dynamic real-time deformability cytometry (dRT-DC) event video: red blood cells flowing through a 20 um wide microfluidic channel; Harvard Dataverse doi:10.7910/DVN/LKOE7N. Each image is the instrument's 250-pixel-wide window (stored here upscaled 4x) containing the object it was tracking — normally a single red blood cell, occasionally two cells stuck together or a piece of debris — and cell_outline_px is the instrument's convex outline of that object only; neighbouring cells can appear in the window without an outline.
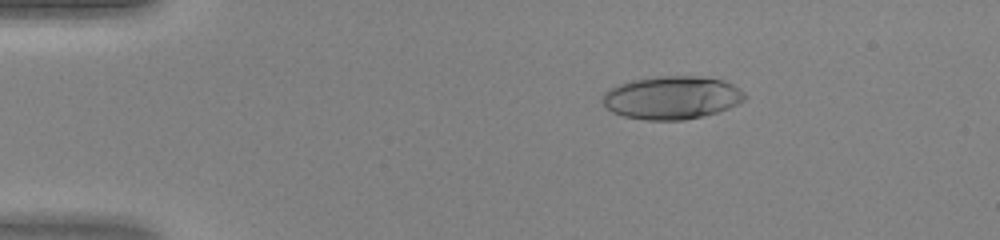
{"species": "human", "species_latin": "Homo sapiens", "temperature_condition": "warm", "stored_images_in_passage": 46, "camera_frame_rate_fps": 3000, "um_per_image_px": 0.085, "donor": {"sex": "female"}, "frame": {"image": 1, "passage_image": 8, "time_ms": 2.333, "image_size_px": [1000, 240], "cell_outline_px": [[748, 96], [744, 100], [728, 108], [716, 112], [684, 120], [648, 120], [624, 116], [612, 112], [600, 100], [604, 92], [608, 88], [632, 80], [656, 76], [700, 76], [724, 80], [740, 88]], "centroid_in_image_um": [57.1, 8.29], "position_along_channel_um": 27.9, "area_um2": 35.78}}
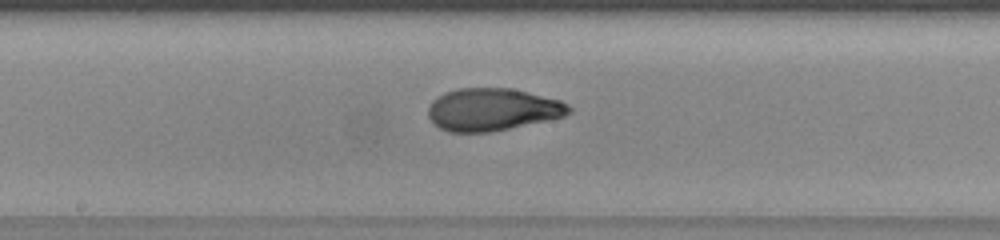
{"frame": {"image": 2, "passage_image": 25, "time_ms": 8.0, "image_size_px": [1000, 240], "cell_outline_px": [[572, 112], [564, 116], [548, 120], [488, 132], [448, 132], [440, 128], [428, 116], [428, 108], [432, 100], [444, 92], [456, 88], [512, 88], [560, 100], [568, 104], [572, 108]], "centroid_in_image_um": [41.85, 9.29], "position_along_channel_um": 206.3, "area_um2": 34.8}}
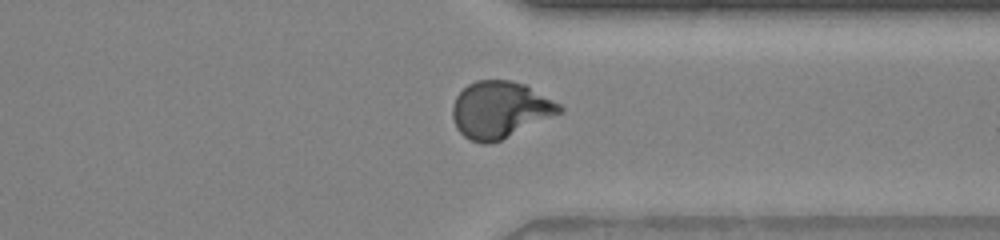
{"frame": {"image": 3, "passage_image": 36, "time_ms": 11.667, "image_size_px": [1000, 240], "cell_outline_px": [[564, 112], [500, 140], [488, 144], [480, 144], [464, 136], [456, 128], [452, 116], [452, 104], [456, 96], [468, 84], [476, 80], [512, 80], [524, 84], [560, 104], [564, 108]], "centroid_in_image_um": [42.49, 9.33], "position_along_channel_um": 368.9, "area_um2": 35.37}}